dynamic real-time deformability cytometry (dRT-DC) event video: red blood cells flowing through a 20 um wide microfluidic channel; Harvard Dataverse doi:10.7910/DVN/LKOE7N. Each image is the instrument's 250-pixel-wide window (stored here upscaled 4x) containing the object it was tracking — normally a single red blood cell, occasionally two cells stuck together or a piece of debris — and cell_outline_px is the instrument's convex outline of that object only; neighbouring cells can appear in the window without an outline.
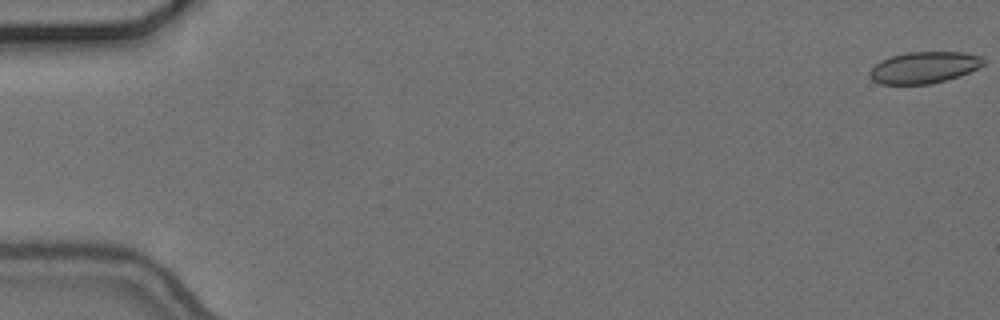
{"species": "common noctule bat (a hibernating species)", "species_latin": "Nyctalus noctula", "temperature_condition": "cold", "stored_images_in_passage": 16, "camera_frame_rate_fps": 3000, "um_per_image_px": 0.085, "animal": {"sex": "female", "body_mass_g": 24.6, "forearm_length_mm": 56.2}, "frame": {"image": 1, "passage_image": 1, "time_ms": 0.0, "image_size_px": [1000, 320], "cell_outline_px": [[984, 64], [960, 76], [928, 84], [880, 84], [872, 80], [868, 76], [868, 72], [880, 60], [892, 56], [908, 52], [964, 52], [980, 56], [984, 60]], "centroid_in_image_um": [78.5, 5.74], "position_along_channel_um": 6.5, "area_um2": 20.81}}
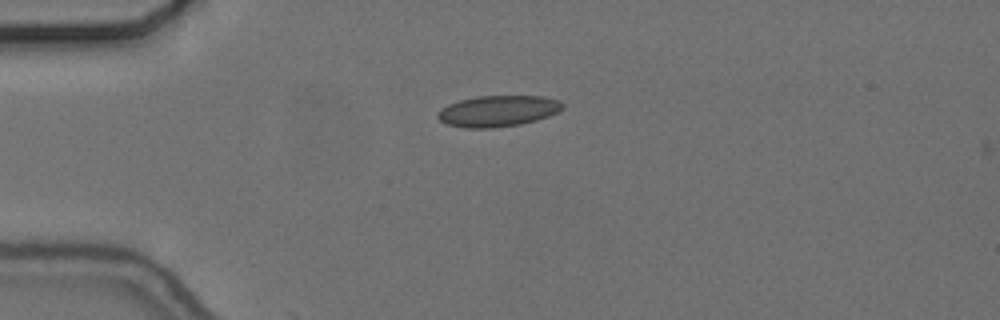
{"frame": {"image": 2, "passage_image": 15, "time_ms": 4.667, "image_size_px": [1000, 320], "cell_outline_px": [[564, 108], [548, 116], [536, 120], [520, 124], [492, 128], [464, 128], [448, 124], [440, 120], [436, 116], [436, 112], [440, 108], [448, 104], [460, 100], [476, 96], [544, 96], [560, 100], [564, 104]], "centroid_in_image_um": [42.31, 9.43], "position_along_channel_um": 42.7, "area_um2": 22.77}}